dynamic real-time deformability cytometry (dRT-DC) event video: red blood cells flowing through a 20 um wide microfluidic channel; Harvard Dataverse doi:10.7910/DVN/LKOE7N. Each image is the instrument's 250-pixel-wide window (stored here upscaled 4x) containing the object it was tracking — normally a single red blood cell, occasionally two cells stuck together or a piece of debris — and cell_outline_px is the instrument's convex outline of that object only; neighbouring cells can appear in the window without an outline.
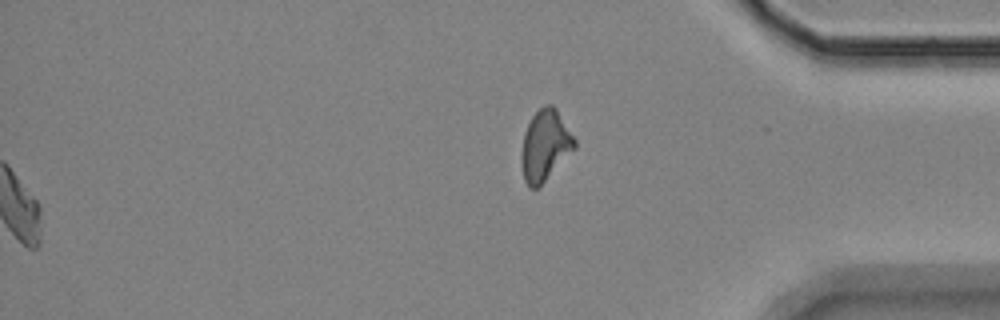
{"species": "Egyptian fruit bat (a non-hibernating species)", "species_latin": "Rousettus aegyptiacus", "temperature_condition": "room temperature", "stored_images_in_passage": 58, "segment_of_instrument_passage": [2, 2], "camera_frame_rate_fps": 3000, "um_per_image_px": 0.085, "animal": {"sex": "female"}, "frame": {"image": 1, "passage_image": 58, "time_ms": 19.0, "image_size_px": [1000, 320], "cell_outline_px": [[576, 148], [536, 188], [528, 188], [524, 180], [520, 160], [520, 156], [524, 132], [532, 116], [544, 104], [552, 104], [556, 108], [576, 140]], "centroid_in_image_um": [46.31, 12.34], "position_along_channel_um": 388.9, "area_um2": 21.79}}